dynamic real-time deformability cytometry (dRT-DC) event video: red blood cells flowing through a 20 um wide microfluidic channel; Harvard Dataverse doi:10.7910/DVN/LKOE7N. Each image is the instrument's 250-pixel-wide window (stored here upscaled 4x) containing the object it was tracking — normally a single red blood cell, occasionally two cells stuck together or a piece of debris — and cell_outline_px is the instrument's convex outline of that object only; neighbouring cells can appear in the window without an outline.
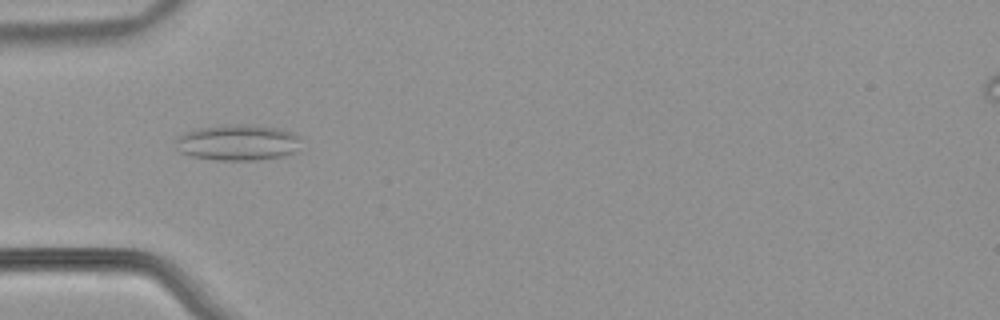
{"species": "common noctule bat (a hibernating species)", "species_latin": "Nyctalus noctula", "temperature_condition": "warm", "stored_images_in_passage": 41, "camera_frame_rate_fps": 3000, "um_per_image_px": 0.085, "animal": {"sex": "male", "body_mass_g": 21.5, "forearm_length_mm": 52.0}, "frame": {"image": 1, "passage_image": 5, "time_ms": 1.333, "image_size_px": [1000, 320], "cell_outline_px": [[300, 136], [296, 152], [284, 156], [256, 160], [216, 160], [192, 156], [180, 152], [176, 148], [176, 140], [184, 132], [196, 128], [240, 124], [244, 124], [276, 128]], "centroid_in_image_um": [20.19, 12.13], "position_along_channel_um": 64.8, "area_um2": 26.01}}
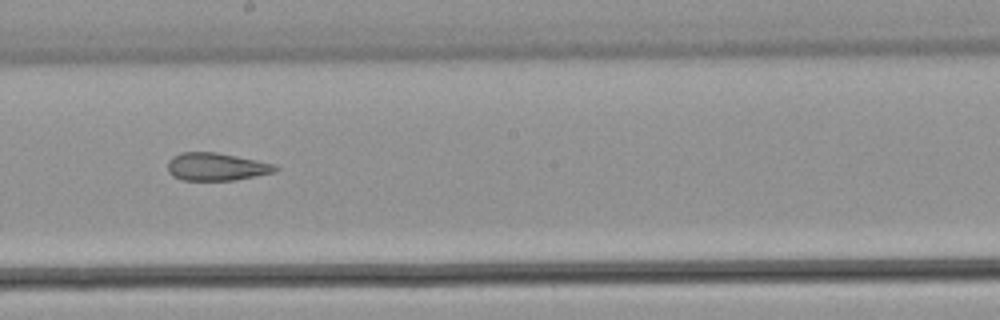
{"frame": {"image": 2, "passage_image": 18, "time_ms": 5.667, "image_size_px": [1000, 320], "cell_outline_px": [[280, 168], [276, 172], [236, 180], [180, 180], [172, 176], [168, 172], [168, 160], [172, 156], [180, 152], [216, 152], [256, 160], [272, 164]], "centroid_in_image_um": [18.36, 14.17], "position_along_channel_um": 229.8, "area_um2": 17.51}}
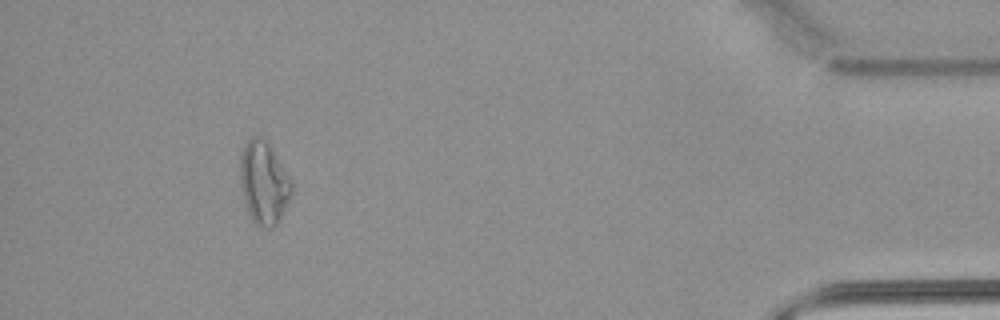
{"frame": {"image": 3, "passage_image": 37, "time_ms": 12.0, "image_size_px": [1000, 320], "cell_outline_px": [[292, 196], [276, 224], [272, 228], [256, 228], [248, 212], [240, 188], [240, 156], [248, 140], [252, 136], [260, 136], [268, 144], [292, 184]], "centroid_in_image_um": [22.39, 15.6], "position_along_channel_um": 412.8, "area_um2": 24.51}, "authors_computed_cell_mechanics": {"area_um2": 19.363, "velocity_mm_per_s": 3.8501, "shape_relaxation_time_tau1_ms": null, "shape_relaxation_time_tau2_ms": 3.0884, "deformation_change_tau1": null, "deformation_change_tau2": 0.1213}}